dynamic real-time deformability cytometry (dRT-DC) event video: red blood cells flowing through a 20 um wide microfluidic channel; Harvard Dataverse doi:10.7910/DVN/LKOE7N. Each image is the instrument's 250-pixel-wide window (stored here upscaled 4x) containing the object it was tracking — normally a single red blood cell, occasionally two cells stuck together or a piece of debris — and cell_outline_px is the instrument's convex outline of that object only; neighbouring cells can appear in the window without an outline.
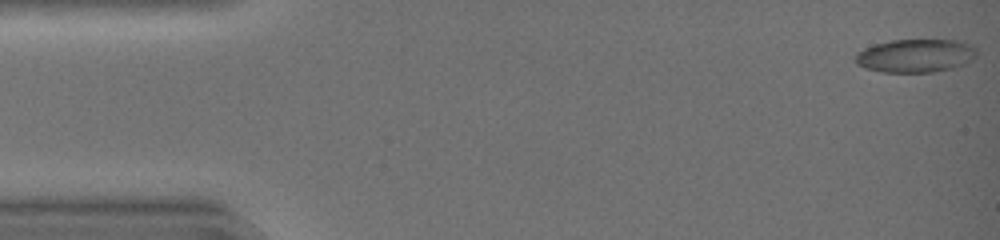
{"species": "common noctule bat (a hibernating species)", "species_latin": "Nyctalus noctula", "temperature_condition": "warm", "stored_images_in_passage": 45, "camera_frame_rate_fps": 3000, "um_per_image_px": 0.085, "animal": {"sex": "female", "body_mass_g": 19.0, "forearm_length_mm": 51.5}, "frame": {"image": 1, "passage_image": 1, "time_ms": 0.0, "image_size_px": [1000, 240], "cell_outline_px": [[976, 56], [972, 60], [964, 64], [952, 68], [932, 72], [880, 72], [864, 68], [856, 64], [856, 52], [864, 48], [876, 44], [892, 40], [960, 40], [976, 48]], "centroid_in_image_um": [77.81, 4.74], "position_along_channel_um": 7.2, "area_um2": 23.58}}
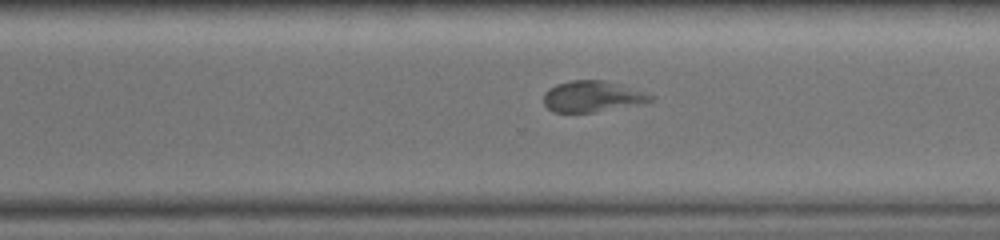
{"frame": {"image": 2, "passage_image": 32, "time_ms": 10.333, "image_size_px": [1000, 240], "cell_outline_px": [[656, 96], [652, 100], [640, 104], [592, 112], [552, 112], [544, 104], [544, 92], [548, 88], [556, 84], [568, 80], [604, 80], [620, 84]], "centroid_in_image_um": [50.32, 8.19], "position_along_channel_um": 320.3, "area_um2": 19.36}}
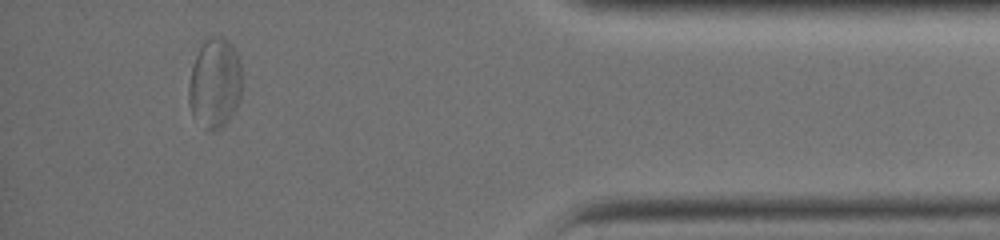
{"frame": {"image": 3, "passage_image": 41, "time_ms": 13.333, "image_size_px": [1000, 240], "cell_outline_px": [[240, 100], [228, 120], [220, 128], [204, 128], [192, 116], [188, 104], [188, 84], [192, 64], [204, 40], [208, 36], [220, 36], [228, 40], [232, 44], [236, 52], [240, 64]], "centroid_in_image_um": [18.22, 7.04], "position_along_channel_um": 417.0, "area_um2": 27.92}, "authors_computed_cell_mechanics": {"area_um2": 20.2878, "velocity_mm_per_s": 4.2977, "shape_relaxation_time_tau1_ms": 7.9591, "shape_relaxation_time_tau2_ms": 1.4605, "deformation_change_tau1": 0.2055, "deformation_change_tau2": 0.0697}}